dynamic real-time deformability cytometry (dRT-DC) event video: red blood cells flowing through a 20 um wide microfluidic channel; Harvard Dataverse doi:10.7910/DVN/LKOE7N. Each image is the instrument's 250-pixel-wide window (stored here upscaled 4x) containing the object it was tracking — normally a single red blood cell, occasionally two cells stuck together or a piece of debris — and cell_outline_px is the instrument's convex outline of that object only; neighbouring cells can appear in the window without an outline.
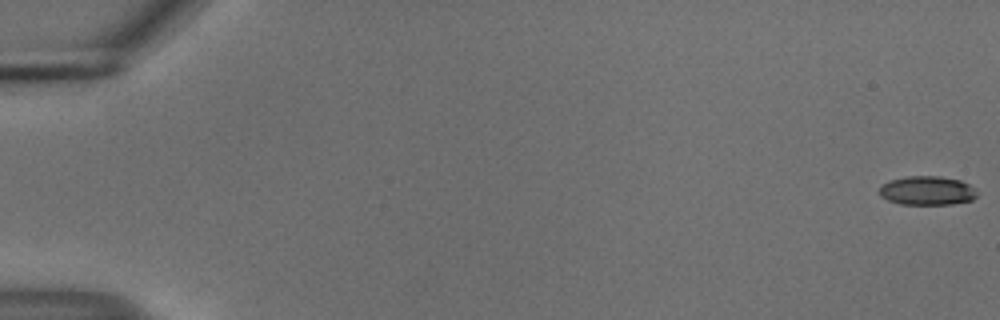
{"species": "common noctule bat (a hibernating species)", "species_latin": "Nyctalus noctula", "temperature_condition": "cold", "stored_images_in_passage": 56, "camera_frame_rate_fps": 3000, "um_per_image_px": 0.085, "animal": {"sex": "male", "body_mass_g": 18.8}, "frame": {"image": 1, "passage_image": 1, "time_ms": 0.0, "image_size_px": [1000, 320], "cell_outline_px": [[976, 196], [972, 200], [952, 204], [900, 204], [888, 200], [880, 196], [880, 188], [888, 180], [904, 176], [940, 176], [960, 180], [968, 184], [976, 192]], "centroid_in_image_um": [78.78, 16.2], "position_along_channel_um": 6.2, "area_um2": 16.42}}
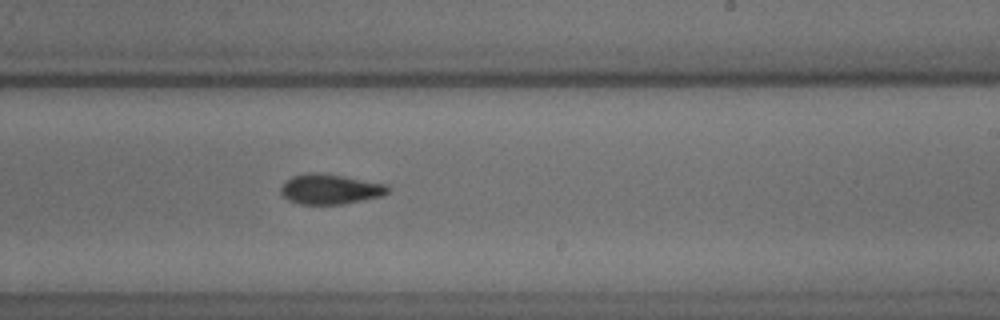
{"frame": {"image": 2, "passage_image": 35, "time_ms": 11.333, "image_size_px": [1000, 320], "cell_outline_px": [[388, 192], [384, 196], [340, 204], [300, 204], [288, 200], [280, 192], [280, 188], [284, 180], [292, 176], [308, 172], [312, 172], [340, 176], [388, 184]], "centroid_in_image_um": [28.03, 16.08], "position_along_channel_um": 261.0, "area_um2": 18.67}}
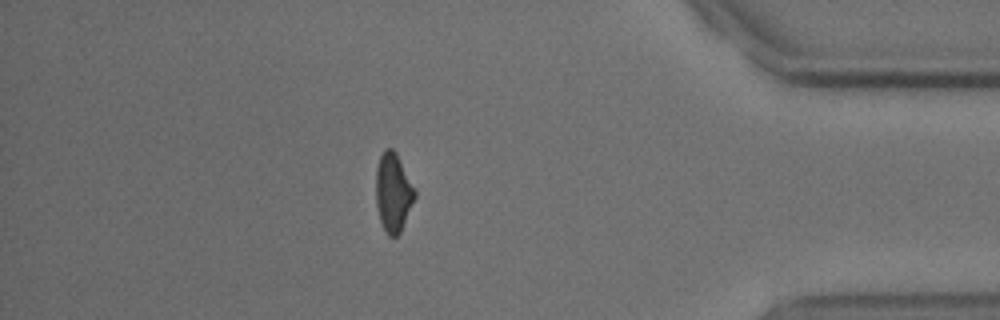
{"frame": {"image": 3, "passage_image": 49, "time_ms": 16.0, "image_size_px": [1000, 320], "cell_outline_px": [[416, 196], [400, 232], [396, 236], [388, 236], [380, 220], [376, 204], [376, 168], [380, 156], [384, 148], [392, 148], [396, 152], [416, 192]], "centroid_in_image_um": [33.41, 16.34], "position_along_channel_um": 401.8, "area_um2": 17.63}, "authors_computed_cell_mechanics": {"area_um2": 18.207, "velocity_mm_per_s": 3.722, "shape_relaxation_time_tau1_ms": 5.1947, "shape_relaxation_time_tau2_ms": 4.8067, "deformation_change_tau1": 0.1197, "deformation_change_tau2": 0.1002}}